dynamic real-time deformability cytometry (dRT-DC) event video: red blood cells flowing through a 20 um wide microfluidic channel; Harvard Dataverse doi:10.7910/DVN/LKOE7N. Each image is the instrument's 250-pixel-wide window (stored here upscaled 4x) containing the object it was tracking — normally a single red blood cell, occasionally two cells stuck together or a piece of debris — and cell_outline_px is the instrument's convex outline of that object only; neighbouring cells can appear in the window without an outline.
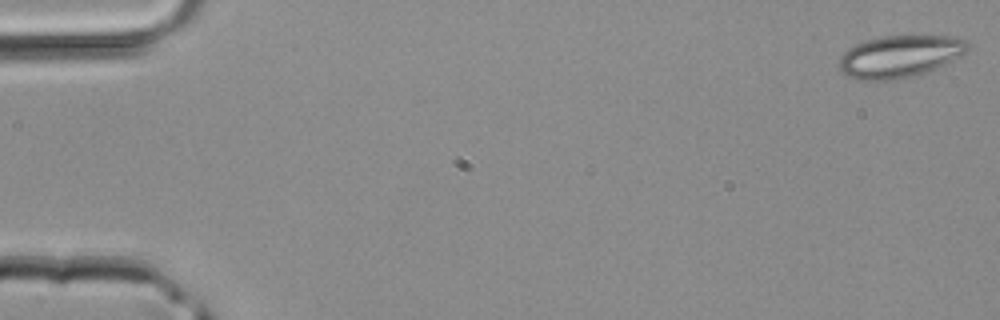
{"species": "common noctule bat (a hibernating species)", "species_latin": "Nyctalus noctula", "temperature_condition": "room temperature", "stored_images_in_passage": 44, "segment_of_instrument_passage": [1, 2], "camera_frame_rate_fps": 3000, "um_per_image_px": 0.085, "animal": {"sex": "male", "body_mass_g": 20.4}, "frame": {"image": 1, "passage_image": 1, "time_ms": 0.0, "image_size_px": [1000, 320], "cell_outline_px": [[972, 48], [960, 56], [944, 64], [916, 76], [896, 80], [860, 80], [848, 76], [840, 68], [840, 56], [848, 48], [856, 44], [880, 36], [948, 36], [964, 40]], "centroid_in_image_um": [76.49, 4.8], "position_along_channel_um": 8.5, "area_um2": 31.39}}
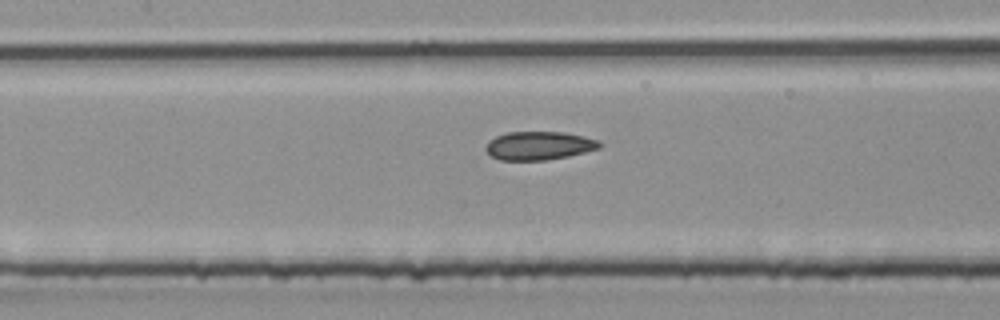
{"frame": {"image": 2, "passage_image": 20, "time_ms": 6.333, "image_size_px": [1000, 320], "cell_outline_px": [[600, 148], [568, 156], [544, 160], [500, 160], [492, 156], [484, 148], [488, 140], [496, 136], [508, 132], [564, 132], [584, 136], [600, 140]], "centroid_in_image_um": [45.8, 12.37], "position_along_channel_um": 161.6, "area_um2": 18.84}}
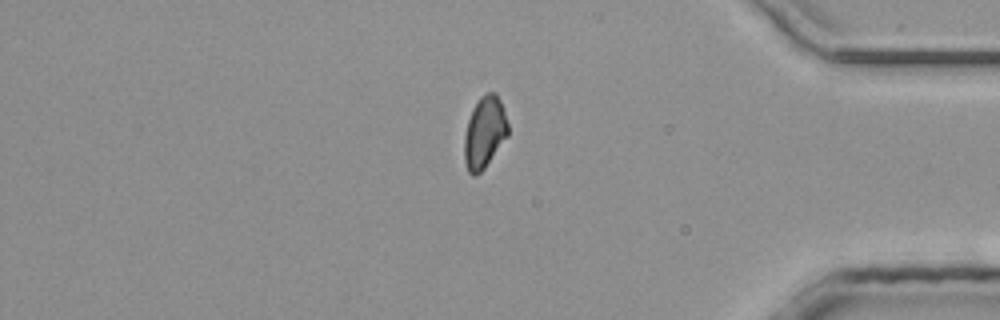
{"frame": {"image": 3, "passage_image": 36, "time_ms": 11.667, "image_size_px": [1000, 320], "cell_outline_px": [[508, 136], [484, 168], [476, 176], [472, 176], [468, 172], [464, 160], [464, 136], [468, 120], [472, 108], [480, 96], [488, 92], [496, 92], [500, 100], [508, 124]], "centroid_in_image_um": [41.17, 11.25], "position_along_channel_um": 394.0, "area_um2": 18.32}}